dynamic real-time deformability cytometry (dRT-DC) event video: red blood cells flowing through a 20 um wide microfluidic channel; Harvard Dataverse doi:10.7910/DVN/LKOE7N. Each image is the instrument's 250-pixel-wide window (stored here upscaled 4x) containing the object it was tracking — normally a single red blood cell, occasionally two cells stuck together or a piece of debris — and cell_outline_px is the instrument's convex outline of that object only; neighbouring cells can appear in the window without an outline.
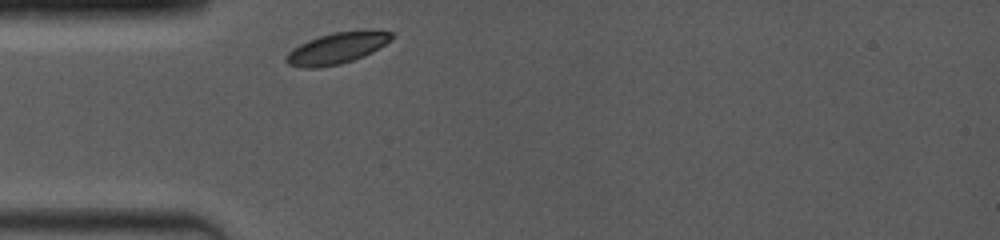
{"species": "common noctule bat (a hibernating species)", "species_latin": "Nyctalus noctula", "temperature_condition": "room temperature", "stored_images_in_passage": 1, "camera_frame_rate_fps": 4000, "um_per_image_px": 0.085, "animal": {"sex": "female", "body_mass_g": 19.0, "forearm_length_mm": 53.3}, "frame": {"image": 1, "passage_image": 1, "time_ms": 0.0, "image_size_px": [1000, 240], "cell_outline_px": [[396, 36], [392, 40], [372, 52], [352, 60], [340, 64], [320, 68], [300, 68], [288, 64], [284, 60], [284, 56], [292, 48], [308, 40], [320, 36], [336, 32], [392, 32]], "centroid_in_image_um": [28.56, 4.14], "position_along_channel_um": 56.4, "area_um2": 18.84}}